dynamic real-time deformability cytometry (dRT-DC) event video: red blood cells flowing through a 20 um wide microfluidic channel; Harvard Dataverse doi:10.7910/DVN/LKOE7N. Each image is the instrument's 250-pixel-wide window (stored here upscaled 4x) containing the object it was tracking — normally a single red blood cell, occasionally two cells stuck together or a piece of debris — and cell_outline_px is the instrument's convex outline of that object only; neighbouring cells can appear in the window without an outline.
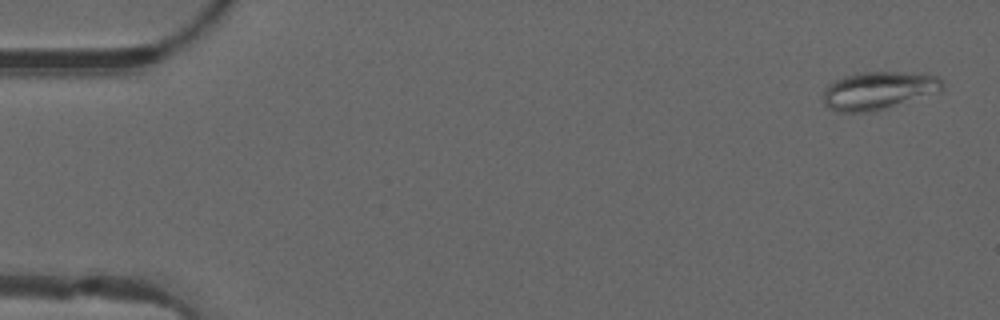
{"species": "common noctule bat (a hibernating species)", "species_latin": "Nyctalus noctula", "temperature_condition": "warm", "stored_images_in_passage": 51, "camera_frame_rate_fps": 3000, "um_per_image_px": 0.085, "animal": {"sex": "male", "forearm_length_mm": 52.5}, "frame": {"image": 1, "passage_image": 2, "time_ms": 0.333, "image_size_px": [1000, 320], "cell_outline_px": [[944, 88], [940, 92], [888, 108], [872, 112], [836, 112], [828, 108], [824, 104], [824, 88], [828, 84], [844, 76], [856, 72], [900, 72], [940, 76], [944, 80]], "centroid_in_image_um": [74.69, 7.7], "position_along_channel_um": 10.3, "area_um2": 26.76}}
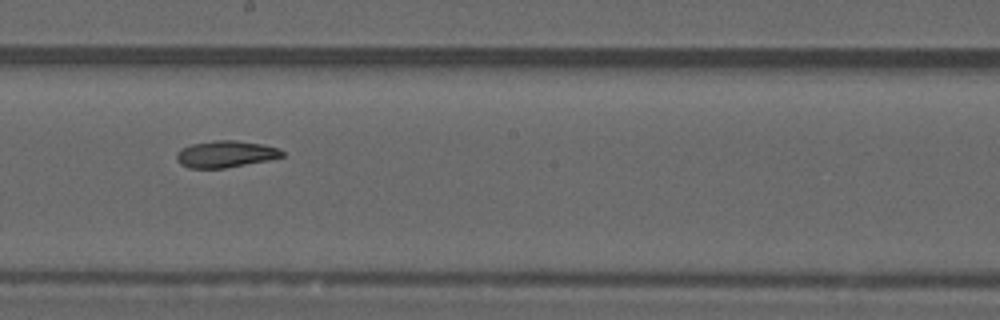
{"frame": {"image": 2, "passage_image": 28, "time_ms": 9.0, "image_size_px": [1000, 320], "cell_outline_px": [[284, 156], [268, 160], [224, 168], [188, 168], [180, 164], [176, 160], [176, 152], [192, 144], [212, 140], [236, 140], [264, 144], [276, 148], [284, 152]], "centroid_in_image_um": [19.15, 13.09], "position_along_channel_um": 229.0, "area_um2": 16.42}}
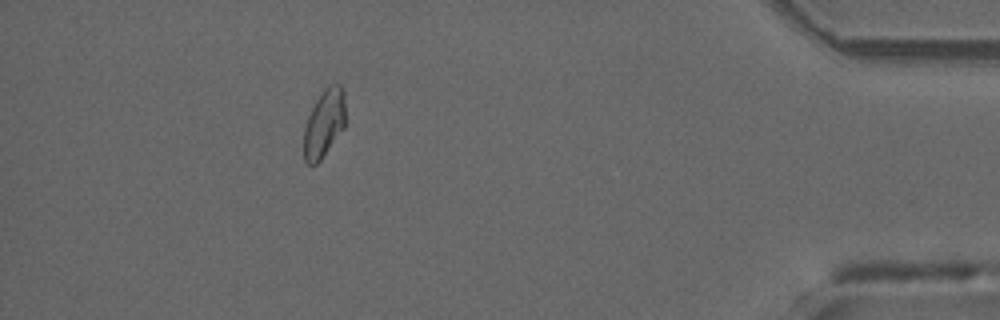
{"frame": {"image": 3, "passage_image": 45, "time_ms": 14.667, "image_size_px": [1000, 320], "cell_outline_px": [[344, 128], [320, 160], [316, 164], [308, 164], [304, 160], [304, 128], [308, 116], [316, 100], [324, 88], [328, 84], [340, 84], [344, 88]], "centroid_in_image_um": [27.55, 10.46], "position_along_channel_um": 407.7, "area_um2": 16.36}}